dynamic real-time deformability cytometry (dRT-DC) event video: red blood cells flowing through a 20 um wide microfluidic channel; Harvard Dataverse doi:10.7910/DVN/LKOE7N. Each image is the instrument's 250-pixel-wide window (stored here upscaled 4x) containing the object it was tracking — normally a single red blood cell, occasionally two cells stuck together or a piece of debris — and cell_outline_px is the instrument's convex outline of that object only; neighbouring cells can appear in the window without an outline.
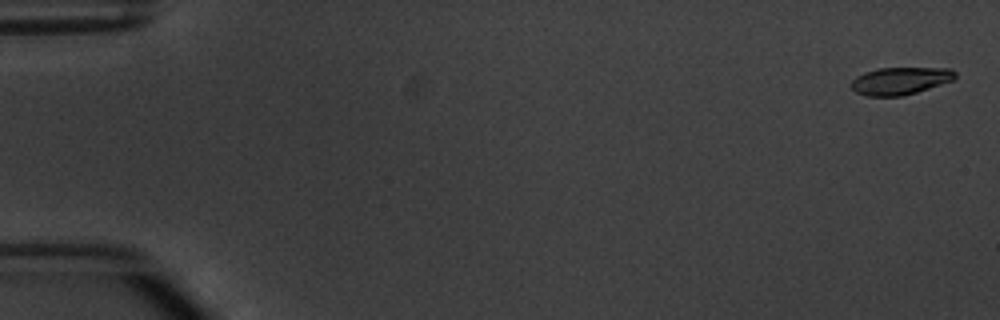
{"species": "common noctule bat (a hibernating species)", "species_latin": "Nyctalus noctula", "temperature_condition": "warm", "stored_images_in_passage": 6, "camera_frame_rate_fps": 3000, "um_per_image_px": 0.085, "animal": {"sex": "male", "body_mass_g": 20.1, "forearm_length_mm": 53.5}, "frame": {"image": 1, "passage_image": 1, "time_ms": 0.0, "image_size_px": [1000, 320], "cell_outline_px": [[956, 76], [952, 80], [916, 92], [900, 96], [868, 96], [856, 92], [848, 84], [856, 76], [864, 72], [880, 68], [952, 68], [956, 72]], "centroid_in_image_um": [76.48, 6.86], "position_along_channel_um": 8.5, "area_um2": 16.53}}
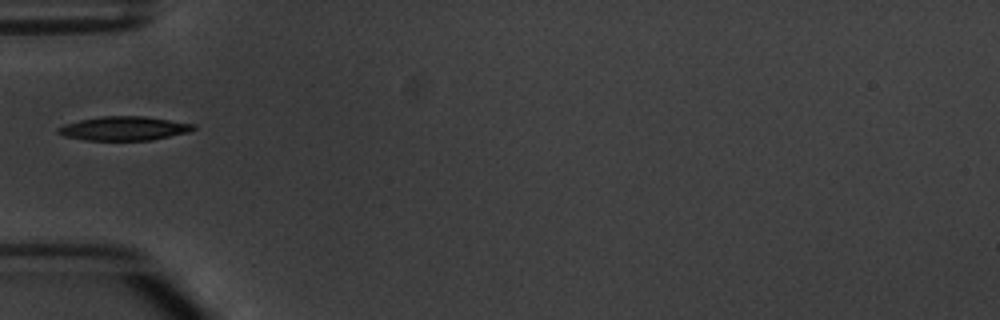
{"frame": {"image": 2, "passage_image": 5, "time_ms": 5.667, "image_size_px": [1000, 320], "cell_outline_px": [[196, 128], [188, 132], [152, 140], [84, 140], [64, 136], [56, 132], [56, 128], [64, 124], [80, 120], [100, 116], [144, 116], [196, 124]], "centroid_in_image_um": [10.52, 10.91], "position_along_channel_um": 74.5, "area_um2": 18.96}}